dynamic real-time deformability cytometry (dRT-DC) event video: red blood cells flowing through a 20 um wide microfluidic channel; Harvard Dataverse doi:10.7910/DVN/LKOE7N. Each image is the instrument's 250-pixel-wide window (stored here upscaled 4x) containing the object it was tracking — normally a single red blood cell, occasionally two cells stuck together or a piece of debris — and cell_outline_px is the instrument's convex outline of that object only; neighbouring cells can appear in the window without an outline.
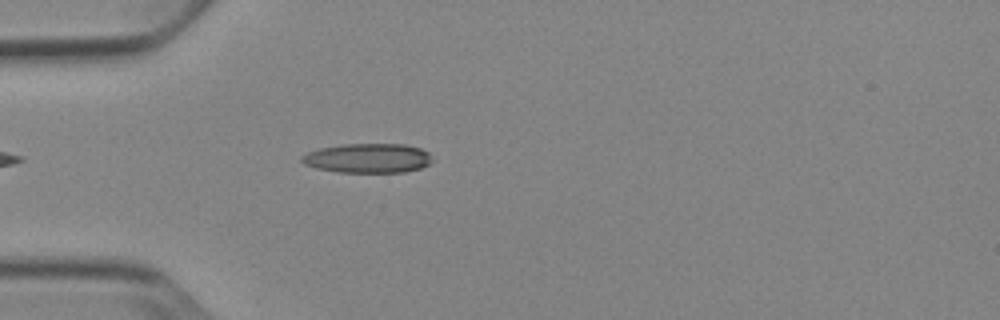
{"species": "Egyptian fruit bat (a non-hibernating species)", "species_latin": "Rousettus aegyptiacus", "temperature_condition": "cold", "stored_images_in_passage": 6, "camera_frame_rate_fps": 3000, "um_per_image_px": 0.085, "animal": {"sex": "female"}, "frame": {"image": 1, "passage_image": 2, "time_ms": 0.333, "image_size_px": [1000, 320], "cell_outline_px": [[432, 160], [428, 164], [420, 168], [404, 172], [336, 172], [316, 168], [304, 164], [300, 160], [300, 156], [308, 152], [320, 148], [340, 144], [404, 144], [420, 148], [428, 152]], "centroid_in_image_um": [31.23, 13.44], "position_along_channel_um": 53.8, "area_um2": 22.43}}
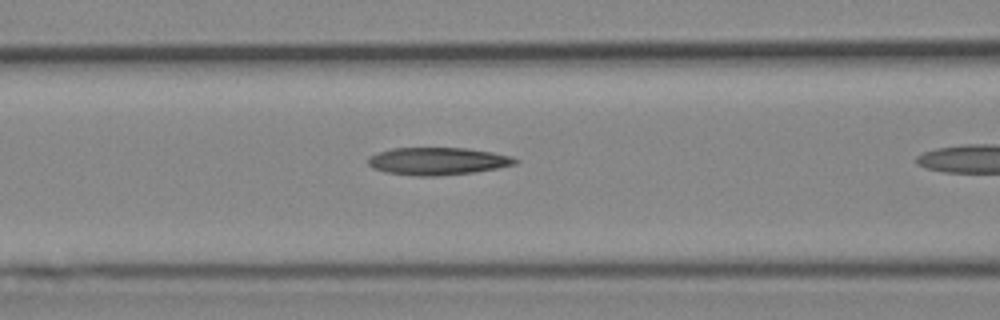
{"frame": {"image": 2, "passage_image": 5, "time_ms": 1.333, "image_size_px": [1000, 320], "cell_outline_px": [[520, 160], [516, 164], [496, 168], [472, 172], [436, 176], [416, 176], [384, 172], [372, 168], [368, 164], [368, 156], [376, 152], [392, 148], [468, 148], [492, 152], [512, 156]], "centroid_in_image_um": [37.17, 13.69], "position_along_channel_um": 129.4, "area_um2": 23.7}}